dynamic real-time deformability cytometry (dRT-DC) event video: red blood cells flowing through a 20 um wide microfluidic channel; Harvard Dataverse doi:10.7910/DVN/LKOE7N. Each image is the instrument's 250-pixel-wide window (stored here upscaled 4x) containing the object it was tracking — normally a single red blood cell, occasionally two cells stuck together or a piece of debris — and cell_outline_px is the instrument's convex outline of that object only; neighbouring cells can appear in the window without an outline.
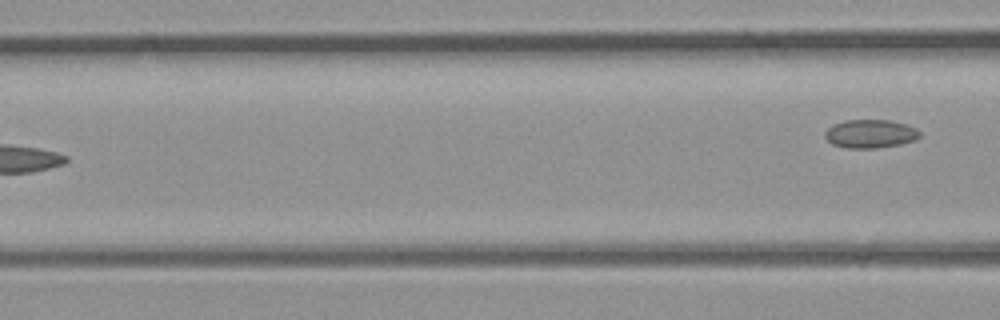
{"species": "common noctule bat (a hibernating species)", "species_latin": "Nyctalus noctula", "temperature_condition": "room temperature", "stored_images_in_passage": 5, "camera_frame_rate_fps": 3000, "um_per_image_px": 0.085, "animal": {"sex": "male", "body_mass_g": 23.1, "forearm_length_mm": 52.7}, "frame": {"image": 1, "passage_image": 5, "time_ms": 1.333, "image_size_px": [1000, 320], "cell_outline_px": [[920, 136], [916, 140], [900, 144], [876, 148], [844, 148], [832, 144], [824, 136], [824, 132], [832, 124], [844, 120], [888, 120], [904, 124], [916, 128], [920, 132]], "centroid_in_image_um": [73.95, 11.37], "position_along_channel_um": 92.7, "area_um2": 15.78}}